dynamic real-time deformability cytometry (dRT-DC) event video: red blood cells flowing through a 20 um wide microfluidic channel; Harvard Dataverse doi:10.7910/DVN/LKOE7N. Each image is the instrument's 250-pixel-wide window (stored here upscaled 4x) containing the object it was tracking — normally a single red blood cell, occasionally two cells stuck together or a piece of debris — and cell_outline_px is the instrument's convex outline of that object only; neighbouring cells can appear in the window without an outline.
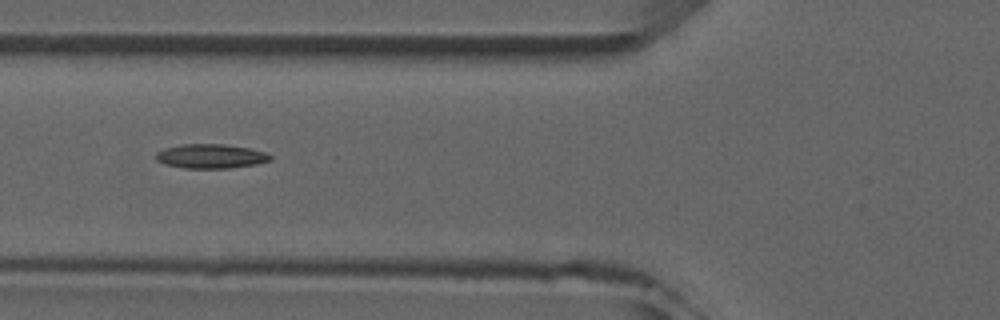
{"species": "common noctule bat (a hibernating species)", "species_latin": "Nyctalus noctula", "temperature_condition": "room temperature", "stored_images_in_passage": 3, "camera_frame_rate_fps": 3000, "um_per_image_px": 0.085, "animal": {"sex": "male", "forearm_length_mm": 52.5}, "frame": {"image": 1, "passage_image": 3, "time_ms": 2.333, "image_size_px": [1000, 320], "cell_outline_px": [[272, 160], [256, 164], [228, 168], [184, 168], [164, 164], [156, 160], [156, 152], [164, 148], [184, 144], [224, 144], [248, 148], [268, 152], [272, 156]], "centroid_in_image_um": [17.93, 13.28], "position_along_channel_um": 107.9, "area_um2": 16.24}}